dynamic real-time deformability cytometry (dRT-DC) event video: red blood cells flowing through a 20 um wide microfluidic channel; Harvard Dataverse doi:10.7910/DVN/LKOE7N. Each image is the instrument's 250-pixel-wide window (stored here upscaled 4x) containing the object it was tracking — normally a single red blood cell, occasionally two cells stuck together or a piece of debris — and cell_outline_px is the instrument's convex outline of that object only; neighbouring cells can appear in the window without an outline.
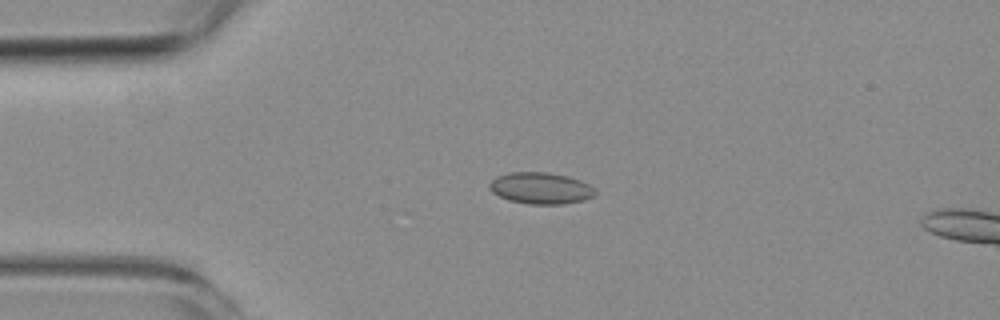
{"species": "common noctule bat (a hibernating species)", "species_latin": "Nyctalus noctula", "temperature_condition": "room temperature", "stored_images_in_passage": 4, "camera_frame_rate_fps": 3000, "um_per_image_px": 0.085, "animal": {"sex": "female", "body_mass_g": 19.3, "forearm_length_mm": 54.1}, "frame": {"image": 1, "passage_image": 3, "time_ms": 2.0, "image_size_px": [1000, 320], "cell_outline_px": [[596, 196], [584, 200], [564, 204], [528, 204], [508, 200], [492, 192], [488, 188], [488, 184], [496, 176], [508, 172], [548, 172], [568, 176], [580, 180], [596, 188]], "centroid_in_image_um": [45.97, 15.99], "position_along_channel_um": 39.0, "area_um2": 19.71}}